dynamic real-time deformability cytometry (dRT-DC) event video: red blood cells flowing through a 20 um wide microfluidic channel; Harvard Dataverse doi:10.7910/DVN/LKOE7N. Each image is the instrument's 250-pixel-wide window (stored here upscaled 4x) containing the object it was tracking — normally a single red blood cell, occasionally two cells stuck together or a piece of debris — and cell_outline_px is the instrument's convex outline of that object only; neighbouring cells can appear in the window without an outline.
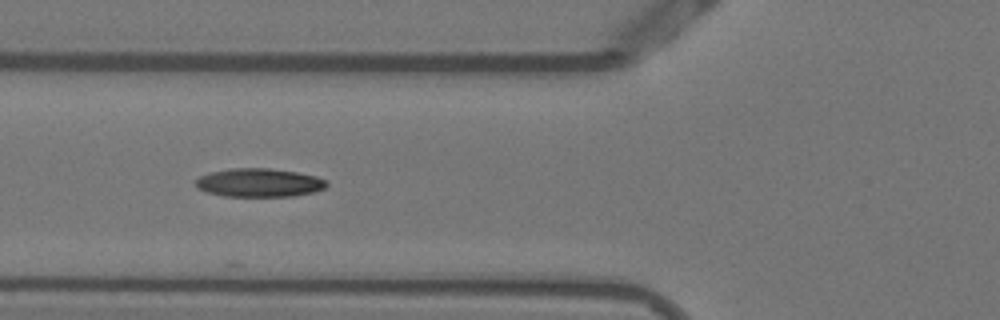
{"species": "Egyptian fruit bat (a non-hibernating species)", "species_latin": "Rousettus aegyptiacus", "temperature_condition": "warm", "stored_images_in_passage": 15, "camera_frame_rate_fps": 3000, "um_per_image_px": 0.085, "animal": {"sex": "female"}, "frame": {"image": 1, "passage_image": 12, "time_ms": 3.667, "image_size_px": [1000, 320], "cell_outline_px": [[328, 184], [324, 188], [312, 192], [292, 196], [224, 196], [208, 192], [196, 188], [196, 180], [200, 176], [212, 172], [232, 168], [268, 168], [296, 172], [316, 176], [328, 180]], "centroid_in_image_um": [22.04, 15.52], "position_along_channel_um": 103.8, "area_um2": 21.62}}